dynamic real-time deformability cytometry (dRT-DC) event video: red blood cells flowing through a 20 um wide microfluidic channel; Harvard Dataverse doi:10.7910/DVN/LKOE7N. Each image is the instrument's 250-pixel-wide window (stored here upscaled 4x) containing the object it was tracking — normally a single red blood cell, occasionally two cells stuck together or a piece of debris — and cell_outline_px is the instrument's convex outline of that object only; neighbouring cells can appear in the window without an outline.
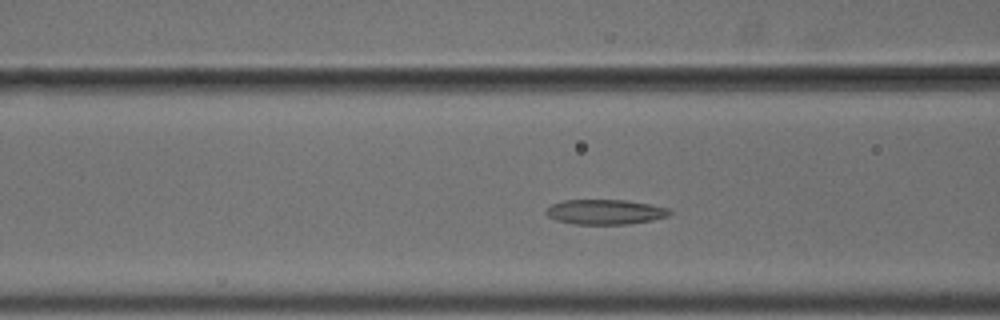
{"species": "common noctule bat (a hibernating species)", "species_latin": "Nyctalus noctula", "temperature_condition": "cold", "stored_images_in_passage": 36, "camera_frame_rate_fps": 3000, "um_per_image_px": 0.085, "animal": {"sex": "male", "body_mass_g": 18.8}, "frame": {"image": 1, "passage_image": 9, "time_ms": 2.667, "image_size_px": [1000, 320], "cell_outline_px": [[672, 212], [668, 216], [652, 220], [624, 224], [572, 224], [556, 220], [548, 216], [544, 212], [552, 204], [564, 200], [624, 200], [648, 204], [668, 208]], "centroid_in_image_um": [51.41, 18.01], "position_along_channel_um": 115.2, "area_um2": 17.8}}
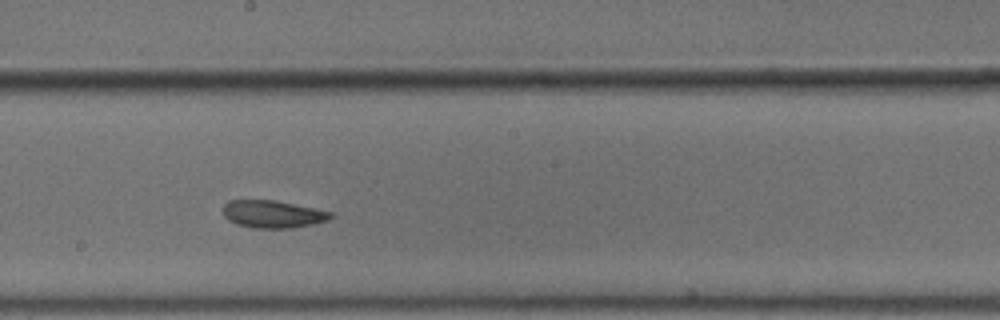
{"frame": {"image": 2, "passage_image": 18, "time_ms": 5.667, "image_size_px": [1000, 320], "cell_outline_px": [[332, 216], [328, 220], [312, 224], [292, 228], [252, 228], [236, 224], [228, 220], [224, 216], [224, 204], [228, 200], [276, 200], [332, 212]], "centroid_in_image_um": [23.16, 18.2], "position_along_channel_um": 225.0, "area_um2": 17.22}}
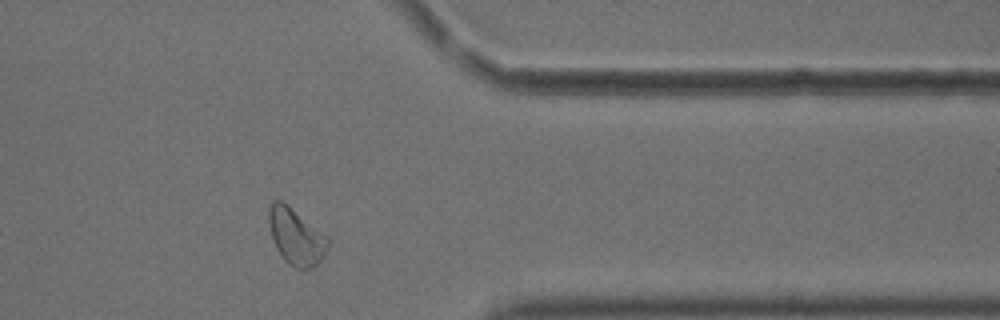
{"frame": {"image": 3, "passage_image": 32, "time_ms": 10.333, "image_size_px": [1000, 320], "cell_outline_px": [[328, 244], [324, 256], [312, 268], [296, 268], [288, 264], [284, 260], [276, 248], [272, 236], [268, 220], [268, 208], [272, 200], [280, 200], [288, 204], [328, 236]], "centroid_in_image_um": [25.15, 20.08], "position_along_channel_um": 386.3, "area_um2": 19.42}}